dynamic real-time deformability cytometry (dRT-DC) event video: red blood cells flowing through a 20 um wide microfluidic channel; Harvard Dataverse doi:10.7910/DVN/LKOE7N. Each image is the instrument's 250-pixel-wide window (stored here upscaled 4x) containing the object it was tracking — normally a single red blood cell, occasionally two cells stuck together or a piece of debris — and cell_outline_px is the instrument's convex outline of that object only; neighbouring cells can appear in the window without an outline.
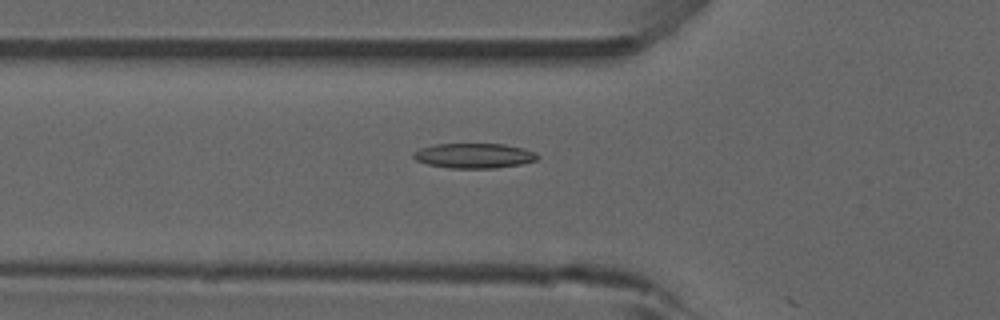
{"species": "common noctule bat (a hibernating species)", "species_latin": "Nyctalus noctula", "temperature_condition": "room temperature", "stored_images_in_passage": 27, "camera_frame_rate_fps": 3000, "um_per_image_px": 0.085, "animal": {"sex": "male", "forearm_length_mm": 52.5}, "frame": {"image": 1, "passage_image": 19, "time_ms": 6.0, "image_size_px": [1000, 320], "cell_outline_px": [[540, 156], [536, 160], [520, 164], [496, 168], [448, 168], [428, 164], [416, 160], [412, 156], [420, 148], [432, 144], [504, 144], [524, 148], [536, 152]], "centroid_in_image_um": [40.32, 13.23], "position_along_channel_um": 85.5, "area_um2": 18.03}}
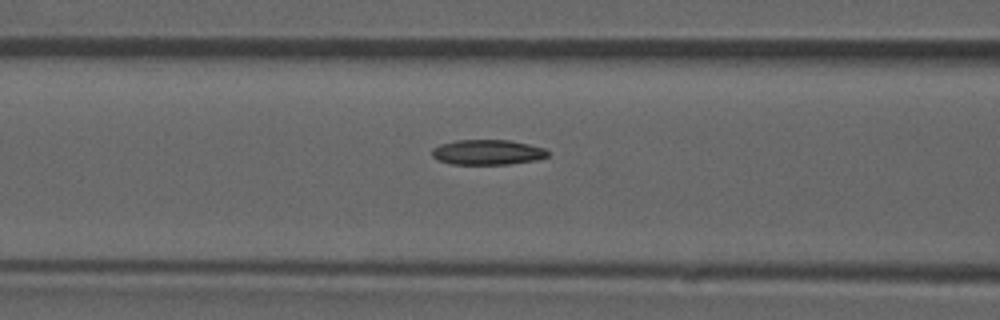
{"frame": {"image": 2, "passage_image": 22, "time_ms": 7.0, "image_size_px": [1000, 320], "cell_outline_px": [[548, 156], [536, 160], [508, 164], [452, 164], [440, 160], [432, 156], [432, 148], [440, 144], [456, 140], [508, 140], [528, 144], [544, 148], [548, 152]], "centroid_in_image_um": [41.43, 12.93], "position_along_channel_um": 125.2, "area_um2": 16.82}}